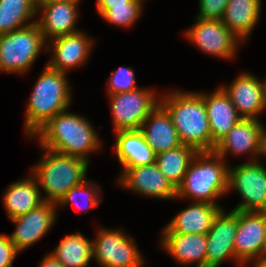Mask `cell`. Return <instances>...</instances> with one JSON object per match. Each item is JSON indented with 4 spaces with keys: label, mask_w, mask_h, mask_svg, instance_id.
<instances>
[{
    "label": "cell",
    "mask_w": 266,
    "mask_h": 267,
    "mask_svg": "<svg viewBox=\"0 0 266 267\" xmlns=\"http://www.w3.org/2000/svg\"><path fill=\"white\" fill-rule=\"evenodd\" d=\"M67 80V73L46 65L26 107L24 127L28 137L32 138L50 119L71 105V88Z\"/></svg>",
    "instance_id": "obj_4"
},
{
    "label": "cell",
    "mask_w": 266,
    "mask_h": 267,
    "mask_svg": "<svg viewBox=\"0 0 266 267\" xmlns=\"http://www.w3.org/2000/svg\"><path fill=\"white\" fill-rule=\"evenodd\" d=\"M39 187L36 178L30 174L28 178L13 182L6 188L3 205L9 219L25 215L45 202Z\"/></svg>",
    "instance_id": "obj_24"
},
{
    "label": "cell",
    "mask_w": 266,
    "mask_h": 267,
    "mask_svg": "<svg viewBox=\"0 0 266 267\" xmlns=\"http://www.w3.org/2000/svg\"><path fill=\"white\" fill-rule=\"evenodd\" d=\"M261 0H229L222 23L243 43L260 18Z\"/></svg>",
    "instance_id": "obj_25"
},
{
    "label": "cell",
    "mask_w": 266,
    "mask_h": 267,
    "mask_svg": "<svg viewBox=\"0 0 266 267\" xmlns=\"http://www.w3.org/2000/svg\"><path fill=\"white\" fill-rule=\"evenodd\" d=\"M91 182L94 184V187L89 185ZM97 182L92 180H84L80 184L75 185L70 188L69 191L61 197V199L56 203V207H63L68 204H72L76 207L78 211L83 213H88L91 208L98 207L99 203L103 199L100 198L99 191L102 193V187L96 186ZM82 202V204H81Z\"/></svg>",
    "instance_id": "obj_29"
},
{
    "label": "cell",
    "mask_w": 266,
    "mask_h": 267,
    "mask_svg": "<svg viewBox=\"0 0 266 267\" xmlns=\"http://www.w3.org/2000/svg\"><path fill=\"white\" fill-rule=\"evenodd\" d=\"M52 255L64 267H88L93 258V241L85 238L80 231L69 234L56 246Z\"/></svg>",
    "instance_id": "obj_26"
},
{
    "label": "cell",
    "mask_w": 266,
    "mask_h": 267,
    "mask_svg": "<svg viewBox=\"0 0 266 267\" xmlns=\"http://www.w3.org/2000/svg\"><path fill=\"white\" fill-rule=\"evenodd\" d=\"M251 261L253 262V265H252L253 267H266V256L265 255H260L259 257Z\"/></svg>",
    "instance_id": "obj_36"
},
{
    "label": "cell",
    "mask_w": 266,
    "mask_h": 267,
    "mask_svg": "<svg viewBox=\"0 0 266 267\" xmlns=\"http://www.w3.org/2000/svg\"><path fill=\"white\" fill-rule=\"evenodd\" d=\"M229 0H199L197 19L221 20Z\"/></svg>",
    "instance_id": "obj_32"
},
{
    "label": "cell",
    "mask_w": 266,
    "mask_h": 267,
    "mask_svg": "<svg viewBox=\"0 0 266 267\" xmlns=\"http://www.w3.org/2000/svg\"><path fill=\"white\" fill-rule=\"evenodd\" d=\"M128 2H143V0H97V11L102 17L111 7L127 6Z\"/></svg>",
    "instance_id": "obj_34"
},
{
    "label": "cell",
    "mask_w": 266,
    "mask_h": 267,
    "mask_svg": "<svg viewBox=\"0 0 266 267\" xmlns=\"http://www.w3.org/2000/svg\"><path fill=\"white\" fill-rule=\"evenodd\" d=\"M229 167L215 151L197 152L176 188V199L217 204L216 199L228 191Z\"/></svg>",
    "instance_id": "obj_3"
},
{
    "label": "cell",
    "mask_w": 266,
    "mask_h": 267,
    "mask_svg": "<svg viewBox=\"0 0 266 267\" xmlns=\"http://www.w3.org/2000/svg\"><path fill=\"white\" fill-rule=\"evenodd\" d=\"M261 255H265L266 256V238H265V244H264V247H263Z\"/></svg>",
    "instance_id": "obj_39"
},
{
    "label": "cell",
    "mask_w": 266,
    "mask_h": 267,
    "mask_svg": "<svg viewBox=\"0 0 266 267\" xmlns=\"http://www.w3.org/2000/svg\"><path fill=\"white\" fill-rule=\"evenodd\" d=\"M37 23L0 35V72L22 74L46 45ZM45 45V46H44Z\"/></svg>",
    "instance_id": "obj_6"
},
{
    "label": "cell",
    "mask_w": 266,
    "mask_h": 267,
    "mask_svg": "<svg viewBox=\"0 0 266 267\" xmlns=\"http://www.w3.org/2000/svg\"><path fill=\"white\" fill-rule=\"evenodd\" d=\"M159 103L170 114L183 145L197 152L212 151V136L202 92L174 90L161 96Z\"/></svg>",
    "instance_id": "obj_2"
},
{
    "label": "cell",
    "mask_w": 266,
    "mask_h": 267,
    "mask_svg": "<svg viewBox=\"0 0 266 267\" xmlns=\"http://www.w3.org/2000/svg\"><path fill=\"white\" fill-rule=\"evenodd\" d=\"M80 0H65L41 5L37 13L43 15L36 23L47 42L67 34L78 32L77 17ZM42 11V12H40ZM50 40H49V39Z\"/></svg>",
    "instance_id": "obj_18"
},
{
    "label": "cell",
    "mask_w": 266,
    "mask_h": 267,
    "mask_svg": "<svg viewBox=\"0 0 266 267\" xmlns=\"http://www.w3.org/2000/svg\"><path fill=\"white\" fill-rule=\"evenodd\" d=\"M40 161L31 169L40 189L46 193L44 201L57 203L70 188L86 179L89 162L76 156L64 155L47 148Z\"/></svg>",
    "instance_id": "obj_5"
},
{
    "label": "cell",
    "mask_w": 266,
    "mask_h": 267,
    "mask_svg": "<svg viewBox=\"0 0 266 267\" xmlns=\"http://www.w3.org/2000/svg\"><path fill=\"white\" fill-rule=\"evenodd\" d=\"M107 82L108 94L127 92L139 88L136 84L134 69L131 67H119L114 70Z\"/></svg>",
    "instance_id": "obj_31"
},
{
    "label": "cell",
    "mask_w": 266,
    "mask_h": 267,
    "mask_svg": "<svg viewBox=\"0 0 266 267\" xmlns=\"http://www.w3.org/2000/svg\"><path fill=\"white\" fill-rule=\"evenodd\" d=\"M118 178L120 186L147 197L175 199L176 188L161 173L156 163L139 167H124Z\"/></svg>",
    "instance_id": "obj_15"
},
{
    "label": "cell",
    "mask_w": 266,
    "mask_h": 267,
    "mask_svg": "<svg viewBox=\"0 0 266 267\" xmlns=\"http://www.w3.org/2000/svg\"><path fill=\"white\" fill-rule=\"evenodd\" d=\"M58 1H65V0H35L36 3V7H40L41 5H46V4H50L53 2H58Z\"/></svg>",
    "instance_id": "obj_37"
},
{
    "label": "cell",
    "mask_w": 266,
    "mask_h": 267,
    "mask_svg": "<svg viewBox=\"0 0 266 267\" xmlns=\"http://www.w3.org/2000/svg\"><path fill=\"white\" fill-rule=\"evenodd\" d=\"M233 189L243 198L233 210L266 212V168L260 161L229 167L228 191Z\"/></svg>",
    "instance_id": "obj_8"
},
{
    "label": "cell",
    "mask_w": 266,
    "mask_h": 267,
    "mask_svg": "<svg viewBox=\"0 0 266 267\" xmlns=\"http://www.w3.org/2000/svg\"><path fill=\"white\" fill-rule=\"evenodd\" d=\"M140 131L156 155L182 145L170 114L160 103L150 112Z\"/></svg>",
    "instance_id": "obj_20"
},
{
    "label": "cell",
    "mask_w": 266,
    "mask_h": 267,
    "mask_svg": "<svg viewBox=\"0 0 266 267\" xmlns=\"http://www.w3.org/2000/svg\"><path fill=\"white\" fill-rule=\"evenodd\" d=\"M38 267H64L50 252V254L45 255V257L40 262Z\"/></svg>",
    "instance_id": "obj_35"
},
{
    "label": "cell",
    "mask_w": 266,
    "mask_h": 267,
    "mask_svg": "<svg viewBox=\"0 0 266 267\" xmlns=\"http://www.w3.org/2000/svg\"><path fill=\"white\" fill-rule=\"evenodd\" d=\"M265 238L266 212L238 210L234 250L241 266L261 255Z\"/></svg>",
    "instance_id": "obj_11"
},
{
    "label": "cell",
    "mask_w": 266,
    "mask_h": 267,
    "mask_svg": "<svg viewBox=\"0 0 266 267\" xmlns=\"http://www.w3.org/2000/svg\"><path fill=\"white\" fill-rule=\"evenodd\" d=\"M221 209L219 204L193 202L187 208L177 213L170 220L169 224L164 227L162 233L207 235Z\"/></svg>",
    "instance_id": "obj_21"
},
{
    "label": "cell",
    "mask_w": 266,
    "mask_h": 267,
    "mask_svg": "<svg viewBox=\"0 0 266 267\" xmlns=\"http://www.w3.org/2000/svg\"><path fill=\"white\" fill-rule=\"evenodd\" d=\"M52 46H46L47 51L53 54L47 66L67 73L71 68L82 66L88 60L93 47V38H89L85 32L78 31L51 40ZM50 47V48H48Z\"/></svg>",
    "instance_id": "obj_17"
},
{
    "label": "cell",
    "mask_w": 266,
    "mask_h": 267,
    "mask_svg": "<svg viewBox=\"0 0 266 267\" xmlns=\"http://www.w3.org/2000/svg\"><path fill=\"white\" fill-rule=\"evenodd\" d=\"M264 130L265 127L258 119L242 118L239 122L216 144L214 151L225 159V155L252 154V161L264 156ZM256 157V158H255Z\"/></svg>",
    "instance_id": "obj_12"
},
{
    "label": "cell",
    "mask_w": 266,
    "mask_h": 267,
    "mask_svg": "<svg viewBox=\"0 0 266 267\" xmlns=\"http://www.w3.org/2000/svg\"><path fill=\"white\" fill-rule=\"evenodd\" d=\"M161 246L177 262L206 267L207 237L204 234L162 233Z\"/></svg>",
    "instance_id": "obj_22"
},
{
    "label": "cell",
    "mask_w": 266,
    "mask_h": 267,
    "mask_svg": "<svg viewBox=\"0 0 266 267\" xmlns=\"http://www.w3.org/2000/svg\"><path fill=\"white\" fill-rule=\"evenodd\" d=\"M19 253L17 248L11 242L10 236L0 234V267H13L12 263Z\"/></svg>",
    "instance_id": "obj_33"
},
{
    "label": "cell",
    "mask_w": 266,
    "mask_h": 267,
    "mask_svg": "<svg viewBox=\"0 0 266 267\" xmlns=\"http://www.w3.org/2000/svg\"><path fill=\"white\" fill-rule=\"evenodd\" d=\"M35 136L41 148L83 158L87 162L89 154L101 148L98 133L92 124L82 115L67 110L56 114Z\"/></svg>",
    "instance_id": "obj_1"
},
{
    "label": "cell",
    "mask_w": 266,
    "mask_h": 267,
    "mask_svg": "<svg viewBox=\"0 0 266 267\" xmlns=\"http://www.w3.org/2000/svg\"><path fill=\"white\" fill-rule=\"evenodd\" d=\"M93 258L102 267H141L143 257L134 239L122 229H98L93 239Z\"/></svg>",
    "instance_id": "obj_9"
},
{
    "label": "cell",
    "mask_w": 266,
    "mask_h": 267,
    "mask_svg": "<svg viewBox=\"0 0 266 267\" xmlns=\"http://www.w3.org/2000/svg\"><path fill=\"white\" fill-rule=\"evenodd\" d=\"M37 15L35 0H0V35L29 26Z\"/></svg>",
    "instance_id": "obj_28"
},
{
    "label": "cell",
    "mask_w": 266,
    "mask_h": 267,
    "mask_svg": "<svg viewBox=\"0 0 266 267\" xmlns=\"http://www.w3.org/2000/svg\"><path fill=\"white\" fill-rule=\"evenodd\" d=\"M212 136V151L216 144L242 119L225 91L219 87L212 94L202 93Z\"/></svg>",
    "instance_id": "obj_19"
},
{
    "label": "cell",
    "mask_w": 266,
    "mask_h": 267,
    "mask_svg": "<svg viewBox=\"0 0 266 267\" xmlns=\"http://www.w3.org/2000/svg\"><path fill=\"white\" fill-rule=\"evenodd\" d=\"M229 86V87H228ZM228 86H221L229 96L235 109L242 118H257L266 108V79L247 72L240 74Z\"/></svg>",
    "instance_id": "obj_13"
},
{
    "label": "cell",
    "mask_w": 266,
    "mask_h": 267,
    "mask_svg": "<svg viewBox=\"0 0 266 267\" xmlns=\"http://www.w3.org/2000/svg\"><path fill=\"white\" fill-rule=\"evenodd\" d=\"M108 96L115 132L140 130L145 119L159 103V97H157L155 91L148 88H138L132 91L109 94Z\"/></svg>",
    "instance_id": "obj_7"
},
{
    "label": "cell",
    "mask_w": 266,
    "mask_h": 267,
    "mask_svg": "<svg viewBox=\"0 0 266 267\" xmlns=\"http://www.w3.org/2000/svg\"><path fill=\"white\" fill-rule=\"evenodd\" d=\"M263 155L264 156L266 155V128L264 130V152H263Z\"/></svg>",
    "instance_id": "obj_38"
},
{
    "label": "cell",
    "mask_w": 266,
    "mask_h": 267,
    "mask_svg": "<svg viewBox=\"0 0 266 267\" xmlns=\"http://www.w3.org/2000/svg\"><path fill=\"white\" fill-rule=\"evenodd\" d=\"M57 217L56 203L45 201L25 215L10 219L15 223L11 242L19 252L40 240L53 226Z\"/></svg>",
    "instance_id": "obj_14"
},
{
    "label": "cell",
    "mask_w": 266,
    "mask_h": 267,
    "mask_svg": "<svg viewBox=\"0 0 266 267\" xmlns=\"http://www.w3.org/2000/svg\"><path fill=\"white\" fill-rule=\"evenodd\" d=\"M115 133L116 143L114 148L122 168L155 163L156 154L147 144L140 130H120Z\"/></svg>",
    "instance_id": "obj_23"
},
{
    "label": "cell",
    "mask_w": 266,
    "mask_h": 267,
    "mask_svg": "<svg viewBox=\"0 0 266 267\" xmlns=\"http://www.w3.org/2000/svg\"><path fill=\"white\" fill-rule=\"evenodd\" d=\"M185 35L201 51L224 59H232L239 43L242 42L221 20L196 18V23L185 32Z\"/></svg>",
    "instance_id": "obj_10"
},
{
    "label": "cell",
    "mask_w": 266,
    "mask_h": 267,
    "mask_svg": "<svg viewBox=\"0 0 266 267\" xmlns=\"http://www.w3.org/2000/svg\"><path fill=\"white\" fill-rule=\"evenodd\" d=\"M143 2H128L127 6L111 7L102 18L119 27H131L139 19Z\"/></svg>",
    "instance_id": "obj_30"
},
{
    "label": "cell",
    "mask_w": 266,
    "mask_h": 267,
    "mask_svg": "<svg viewBox=\"0 0 266 267\" xmlns=\"http://www.w3.org/2000/svg\"><path fill=\"white\" fill-rule=\"evenodd\" d=\"M238 210L227 213L222 208L207 233L206 267H219L227 258L236 261L234 239Z\"/></svg>",
    "instance_id": "obj_16"
},
{
    "label": "cell",
    "mask_w": 266,
    "mask_h": 267,
    "mask_svg": "<svg viewBox=\"0 0 266 267\" xmlns=\"http://www.w3.org/2000/svg\"><path fill=\"white\" fill-rule=\"evenodd\" d=\"M196 153L194 148L182 144L177 148L158 153L155 163L166 179L177 188Z\"/></svg>",
    "instance_id": "obj_27"
}]
</instances>
